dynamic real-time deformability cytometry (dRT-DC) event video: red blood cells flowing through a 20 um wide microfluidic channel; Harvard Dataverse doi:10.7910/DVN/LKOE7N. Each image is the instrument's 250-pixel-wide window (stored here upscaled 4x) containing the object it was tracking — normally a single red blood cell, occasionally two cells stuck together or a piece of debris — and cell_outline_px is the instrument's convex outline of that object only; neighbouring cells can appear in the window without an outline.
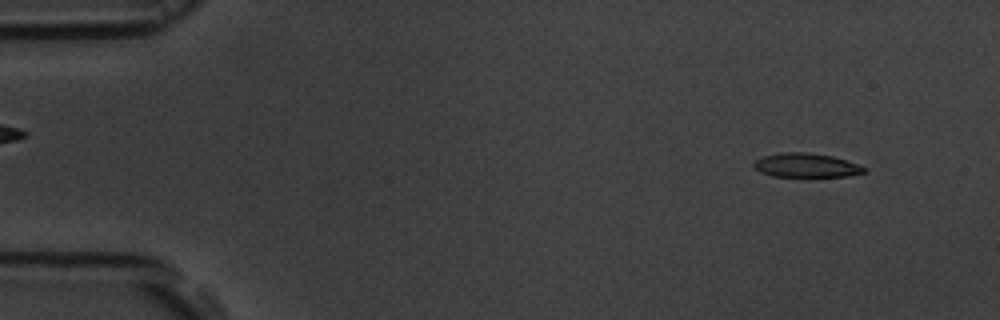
{"species": "common noctule bat (a hibernating species)", "species_latin": "Nyctalus noctula", "temperature_condition": "room temperature", "stored_images_in_passage": 5, "camera_frame_rate_fps": 3000, "um_per_image_px": 0.085, "animal": {"sex": "male", "body_mass_g": 19.5, "forearm_length_mm": 54.6}, "frame": {"image": 1, "passage_image": 5, "time_ms": 5.333, "image_size_px": [1000, 320], "cell_outline_px": [[868, 172], [852, 176], [772, 176], [760, 172], [752, 164], [756, 160], [764, 156], [780, 152], [804, 152], [832, 156], [868, 168]], "centroid_in_image_um": [68.55, 14.05], "position_along_channel_um": 16.5, "area_um2": 15.37}}